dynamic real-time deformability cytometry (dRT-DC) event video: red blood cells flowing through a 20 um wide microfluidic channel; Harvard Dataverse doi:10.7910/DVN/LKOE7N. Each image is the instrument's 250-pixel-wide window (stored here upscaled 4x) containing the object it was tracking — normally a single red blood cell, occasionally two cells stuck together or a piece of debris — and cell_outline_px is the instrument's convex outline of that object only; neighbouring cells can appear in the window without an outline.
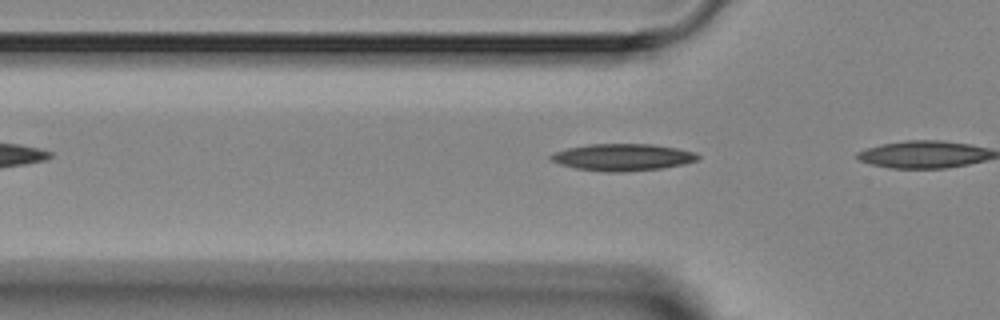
{"species": "Egyptian fruit bat (a non-hibernating species)", "species_latin": "Rousettus aegyptiacus", "temperature_condition": "room temperature", "stored_images_in_passage": 3, "camera_frame_rate_fps": 3000, "um_per_image_px": 0.085, "animal": {"sex": "female"}, "frame": {"image": 1, "passage_image": 2, "time_ms": 1.333, "image_size_px": [1000, 320], "cell_outline_px": [[700, 160], [684, 164], [660, 168], [624, 172], [604, 172], [576, 168], [560, 164], [548, 160], [548, 156], [556, 152], [568, 148], [588, 144], [652, 144], [676, 148], [696, 152], [700, 156]], "centroid_in_image_um": [52.93, 13.36], "position_along_channel_um": 72.9, "area_um2": 23.18}}